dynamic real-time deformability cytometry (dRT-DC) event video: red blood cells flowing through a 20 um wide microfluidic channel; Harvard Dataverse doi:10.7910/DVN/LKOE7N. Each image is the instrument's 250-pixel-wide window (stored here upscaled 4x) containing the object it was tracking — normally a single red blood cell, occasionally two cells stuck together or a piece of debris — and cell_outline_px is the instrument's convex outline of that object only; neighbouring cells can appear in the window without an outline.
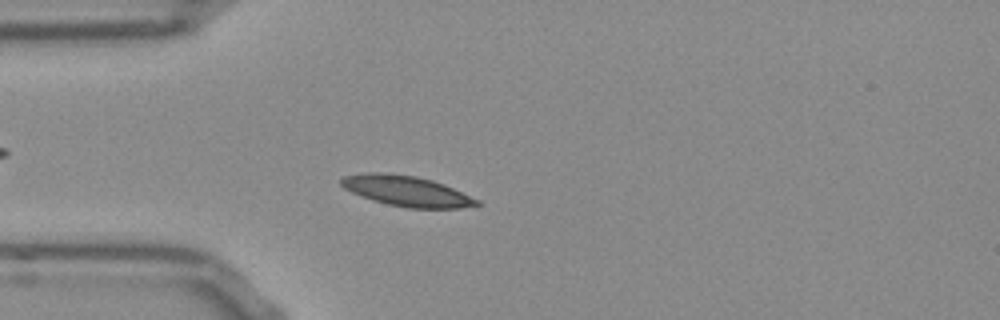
{"species": "Egyptian fruit bat (a non-hibernating species)", "species_latin": "Rousettus aegyptiacus", "temperature_condition": "room temperature", "stored_images_in_passage": 51, "camera_frame_rate_fps": 3000, "um_per_image_px": 0.085, "frame": {"image": 1, "passage_image": 12, "time_ms": 3.667, "image_size_px": [1000, 320], "cell_outline_px": [[480, 204], [460, 208], [408, 208], [388, 204], [372, 200], [360, 196], [344, 188], [340, 184], [340, 180], [344, 176], [368, 172], [388, 172], [416, 176], [432, 180], [444, 184], [480, 200]], "centroid_in_image_um": [34.54, 16.23], "position_along_channel_um": 50.5, "area_um2": 24.1}}
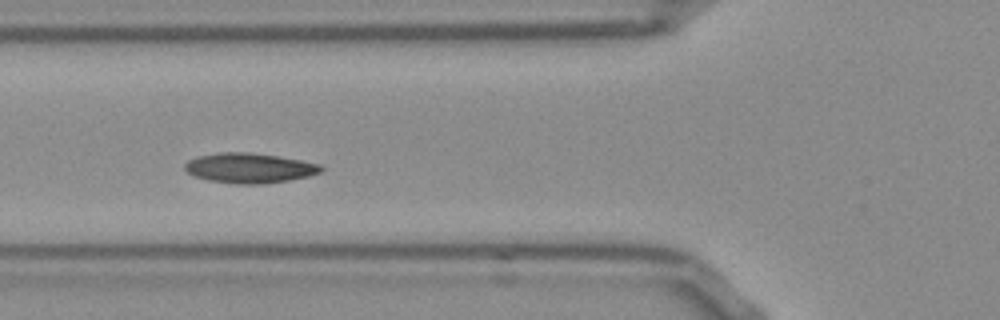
{"frame": {"image": 2, "passage_image": 17, "time_ms": 5.333, "image_size_px": [1000, 320], "cell_outline_px": [[324, 168], [320, 172], [308, 176], [288, 180], [264, 184], [236, 184], [208, 180], [196, 176], [188, 172], [184, 168], [184, 164], [188, 160], [196, 156], [220, 152], [248, 152], [276, 156], [300, 160], [320, 164]], "centroid_in_image_um": [21.18, 14.28], "position_along_channel_um": 104.6, "area_um2": 23.7}}
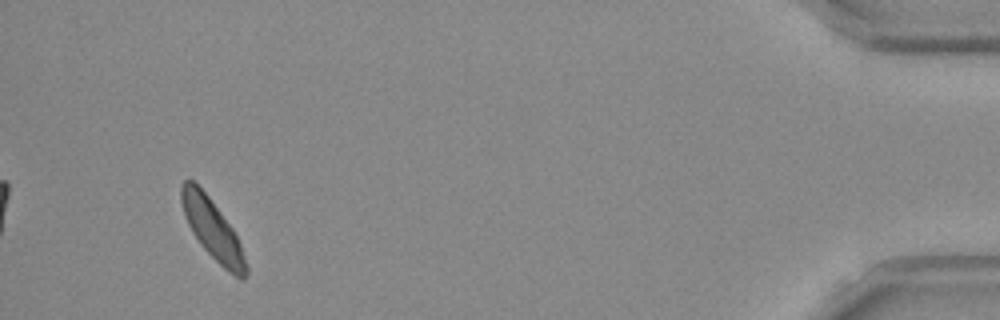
{"frame": {"image": 3, "passage_image": 48, "time_ms": 15.667, "image_size_px": [1000, 320], "cell_outline_px": [[248, 272], [244, 280], [240, 280], [228, 272], [200, 244], [192, 232], [184, 216], [180, 200], [180, 184], [184, 180], [192, 180], [208, 196], [232, 228], [240, 244], [248, 268]], "centroid_in_image_um": [18.05, 19.51], "position_along_channel_um": 417.2, "area_um2": 22.31}, "authors_computed_cell_mechanics": {"area_um2": 22.4264, "velocity_mm_per_s": 3.7646, "shape_relaxation_time_tau1_ms": 2.8024, "shape_relaxation_time_tau2_ms": 8.4665, "deformation_change_tau1": 0.069, "deformation_change_tau2": 0.1194}}